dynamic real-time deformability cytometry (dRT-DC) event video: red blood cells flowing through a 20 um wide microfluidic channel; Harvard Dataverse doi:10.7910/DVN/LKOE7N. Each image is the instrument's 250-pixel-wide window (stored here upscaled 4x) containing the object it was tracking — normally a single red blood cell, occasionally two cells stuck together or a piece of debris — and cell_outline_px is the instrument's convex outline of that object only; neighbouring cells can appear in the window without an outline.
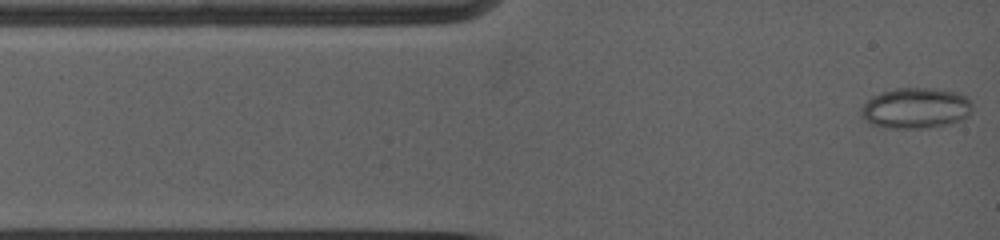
{"species": "common noctule bat (a hibernating species)", "species_latin": "Nyctalus noctula", "temperature_condition": "warm", "stored_images_in_passage": 15, "camera_frame_rate_fps": 5000, "um_per_image_px": 0.085, "animal": {"sex": "female", "body_mass_g": 19.0, "forearm_length_mm": 53.3}, "frame": {"image": 1, "passage_image": 1, "time_ms": 0.0, "image_size_px": [1000, 240], "cell_outline_px": [[972, 108], [968, 116], [964, 120], [948, 124], [928, 128], [888, 128], [868, 124], [860, 116], [860, 108], [872, 96], [880, 92], [896, 88], [932, 88], [956, 92], [968, 96], [972, 100]], "centroid_in_image_um": [77.84, 9.2], "position_along_channel_um": 7.2, "area_um2": 26.93}}
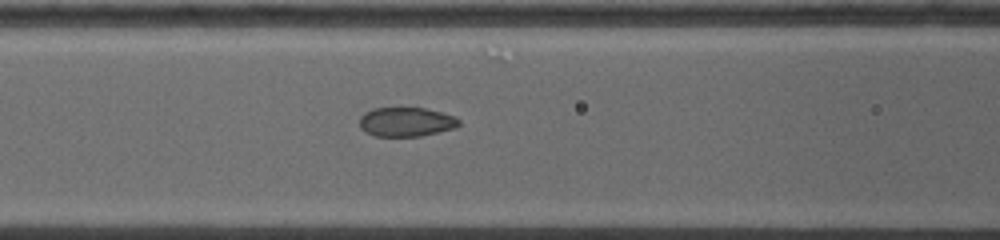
{"frame": {"image": 2, "passage_image": 12, "time_ms": 4.4, "image_size_px": [1000, 240], "cell_outline_px": [[460, 124], [456, 128], [420, 136], [376, 136], [360, 128], [360, 116], [364, 112], [372, 108], [424, 108], [456, 116], [460, 120]], "centroid_in_image_um": [34.54, 10.35], "position_along_channel_um": 132.1, "area_um2": 16.94}}
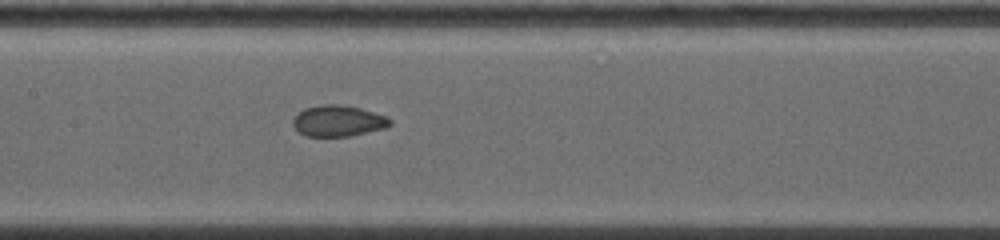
{"frame": {"image": 3, "passage_image": 15, "time_ms": 5.6, "image_size_px": [1000, 240], "cell_outline_px": [[392, 124], [384, 128], [348, 136], [304, 136], [292, 124], [292, 120], [296, 112], [304, 108], [324, 104], [340, 104], [360, 108], [388, 116], [392, 120]], "centroid_in_image_um": [28.72, 10.26], "position_along_channel_um": 178.7, "area_um2": 17.69}}